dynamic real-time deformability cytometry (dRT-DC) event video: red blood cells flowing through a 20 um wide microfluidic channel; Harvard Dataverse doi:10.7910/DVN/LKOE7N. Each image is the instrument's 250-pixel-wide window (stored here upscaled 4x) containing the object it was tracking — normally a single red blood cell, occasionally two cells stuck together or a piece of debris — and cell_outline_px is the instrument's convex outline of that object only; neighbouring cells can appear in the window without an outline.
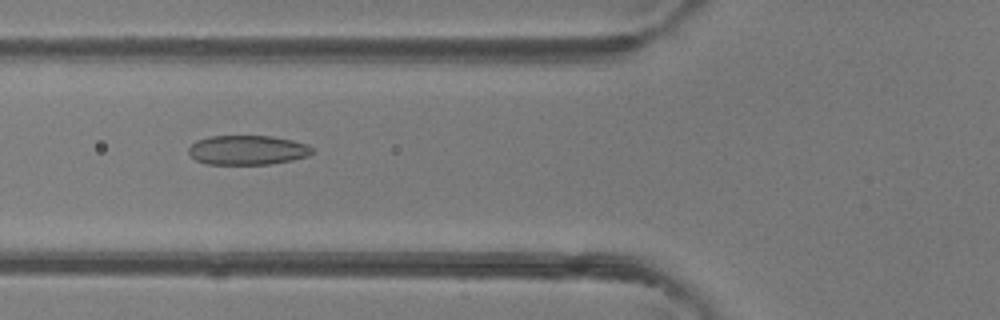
{"species": "common noctule bat (a hibernating species)", "species_latin": "Nyctalus noctula", "temperature_condition": "room temperature", "stored_images_in_passage": 33, "camera_frame_rate_fps": 3000, "um_per_image_px": 0.085, "animal": {"sex": "female"}, "frame": {"image": 1, "passage_image": 9, "time_ms": 2.667, "image_size_px": [1000, 320], "cell_outline_px": [[312, 152], [308, 156], [292, 160], [268, 164], [208, 164], [196, 160], [188, 152], [188, 148], [196, 140], [208, 136], [272, 136], [292, 140], [308, 144], [312, 148]], "centroid_in_image_um": [21.03, 12.75], "position_along_channel_um": 104.8, "area_um2": 21.21}}
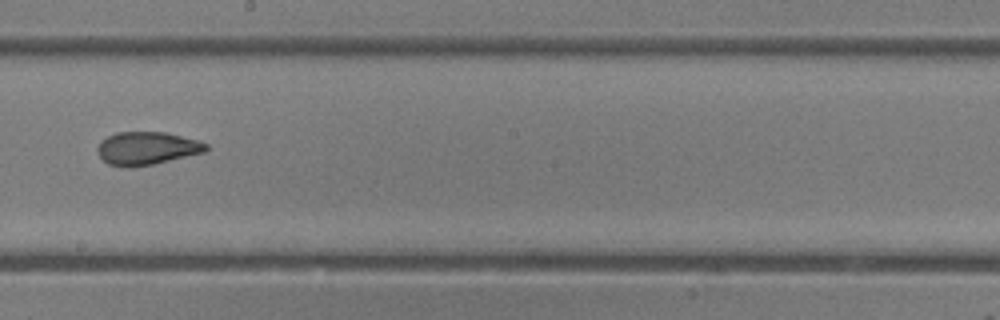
{"frame": {"image": 2, "passage_image": 18, "time_ms": 5.667, "image_size_px": [1000, 320], "cell_outline_px": [[208, 148], [204, 152], [152, 164], [128, 168], [120, 168], [108, 164], [96, 152], [96, 148], [100, 140], [116, 132], [164, 132], [196, 140], [208, 144]], "centroid_in_image_um": [12.41, 12.61], "position_along_channel_um": 235.8, "area_um2": 20.87}}
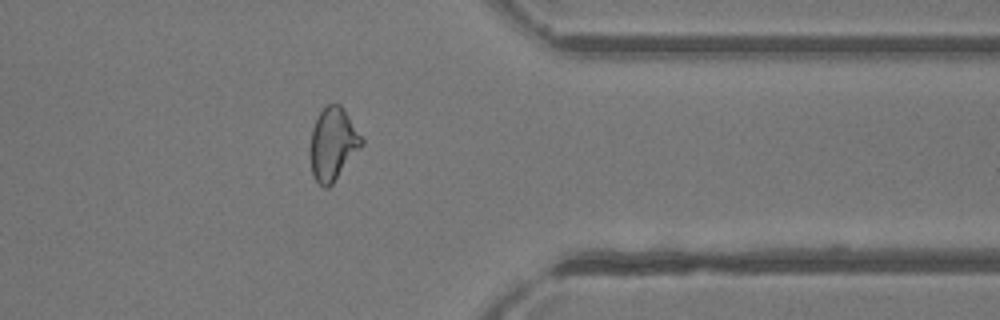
{"frame": {"image": 3, "passage_image": 29, "time_ms": 9.333, "image_size_px": [1000, 320], "cell_outline_px": [[364, 144], [332, 184], [328, 188], [324, 188], [316, 180], [312, 172], [312, 128], [320, 112], [328, 104], [340, 104], [344, 108], [364, 140]], "centroid_in_image_um": [28.34, 12.22], "position_along_channel_um": 383.1, "area_um2": 21.27}}